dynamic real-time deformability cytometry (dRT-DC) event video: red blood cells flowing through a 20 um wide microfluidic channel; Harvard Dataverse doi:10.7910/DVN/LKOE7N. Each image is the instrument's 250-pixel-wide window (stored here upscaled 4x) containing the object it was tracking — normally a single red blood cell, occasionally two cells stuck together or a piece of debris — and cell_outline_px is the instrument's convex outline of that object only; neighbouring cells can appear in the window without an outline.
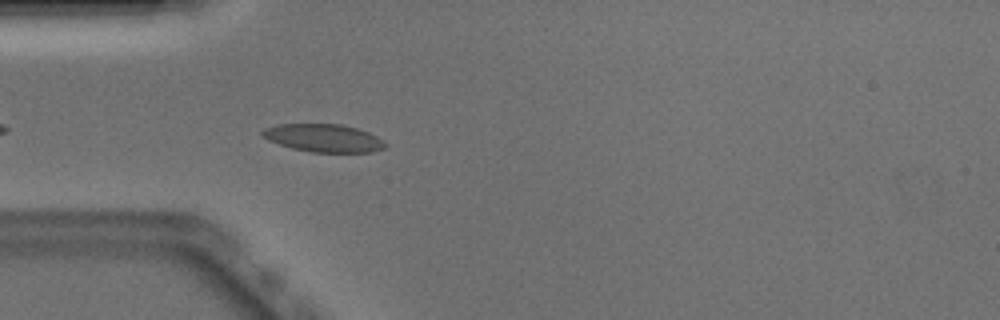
{"species": "Egyptian fruit bat (a non-hibernating species)", "species_latin": "Rousettus aegyptiacus", "temperature_condition": "warm", "stored_images_in_passage": 11, "camera_frame_rate_fps": 3000, "um_per_image_px": 0.085, "animal": {"sex": "male"}, "frame": {"image": 1, "passage_image": 4, "time_ms": 1.0, "image_size_px": [1000, 320], "cell_outline_px": [[388, 144], [384, 148], [372, 152], [312, 152], [292, 148], [268, 140], [260, 136], [260, 132], [264, 128], [276, 124], [340, 124], [356, 128], [368, 132], [384, 140]], "centroid_in_image_um": [27.49, 11.73], "position_along_channel_um": 57.5, "area_um2": 20.06}}